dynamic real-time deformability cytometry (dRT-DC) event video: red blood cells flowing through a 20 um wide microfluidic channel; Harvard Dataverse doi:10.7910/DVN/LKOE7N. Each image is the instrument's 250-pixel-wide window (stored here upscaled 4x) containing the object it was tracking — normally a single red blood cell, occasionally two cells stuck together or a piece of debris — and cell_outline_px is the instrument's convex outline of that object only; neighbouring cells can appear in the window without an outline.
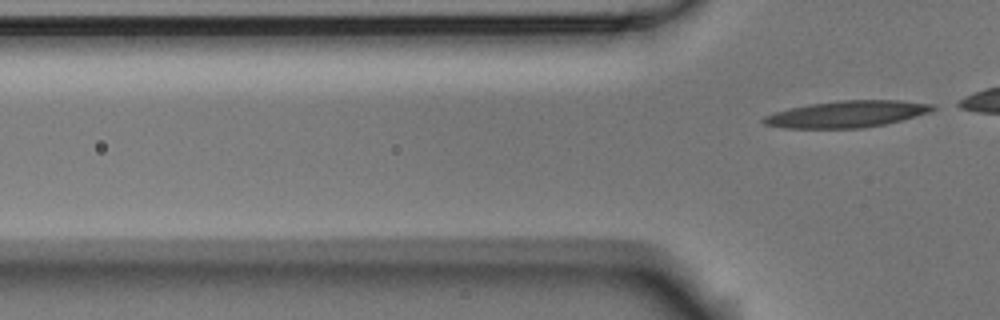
{"species": "Egyptian fruit bat (a non-hibernating species)", "species_latin": "Rousettus aegyptiacus", "temperature_condition": "room temperature", "stored_images_in_passage": 6, "segment_of_instrument_passage": [2, 2], "camera_frame_rate_fps": 3000, "um_per_image_px": 0.085, "animal": {"sex": "male"}, "frame": {"image": 1, "passage_image": 6, "time_ms": 1.667, "image_size_px": [1000, 320], "cell_outline_px": [[940, 108], [932, 112], [884, 124], [864, 128], [784, 128], [764, 124], [760, 120], [764, 116], [776, 112], [808, 104], [840, 100], [900, 100], [936, 104]], "centroid_in_image_um": [72.05, 9.69], "position_along_channel_um": 53.7, "area_um2": 26.41}}